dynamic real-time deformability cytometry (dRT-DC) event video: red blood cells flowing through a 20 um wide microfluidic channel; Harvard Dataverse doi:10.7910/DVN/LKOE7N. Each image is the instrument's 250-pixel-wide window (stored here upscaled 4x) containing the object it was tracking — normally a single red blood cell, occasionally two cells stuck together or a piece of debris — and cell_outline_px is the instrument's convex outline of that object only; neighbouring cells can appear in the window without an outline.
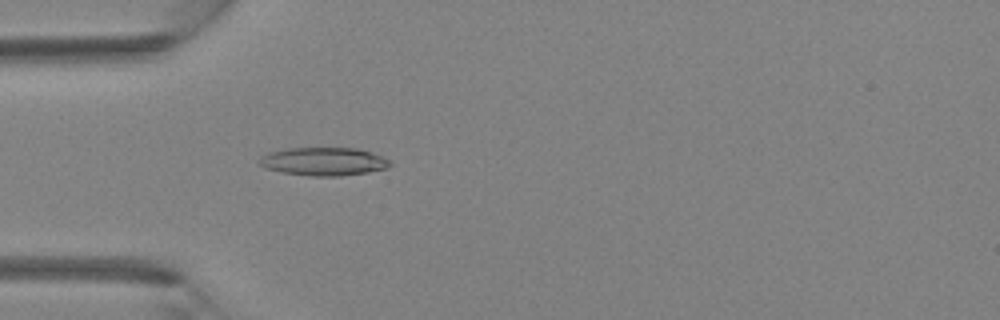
{"species": "Egyptian fruit bat (a non-hibernating species)", "species_latin": "Rousettus aegyptiacus", "temperature_condition": "room temperature", "stored_images_in_passage": 4, "camera_frame_rate_fps": 3000, "um_per_image_px": 0.085, "animal": {"sex": "female"}, "frame": {"image": 1, "passage_image": 4, "time_ms": 1.0, "image_size_px": [1000, 320], "cell_outline_px": [[392, 164], [388, 168], [368, 172], [340, 176], [312, 176], [284, 172], [264, 168], [256, 160], [260, 156], [268, 152], [284, 148], [360, 148], [384, 156]], "centroid_in_image_um": [27.51, 13.71], "position_along_channel_um": 57.5, "area_um2": 21.73}}